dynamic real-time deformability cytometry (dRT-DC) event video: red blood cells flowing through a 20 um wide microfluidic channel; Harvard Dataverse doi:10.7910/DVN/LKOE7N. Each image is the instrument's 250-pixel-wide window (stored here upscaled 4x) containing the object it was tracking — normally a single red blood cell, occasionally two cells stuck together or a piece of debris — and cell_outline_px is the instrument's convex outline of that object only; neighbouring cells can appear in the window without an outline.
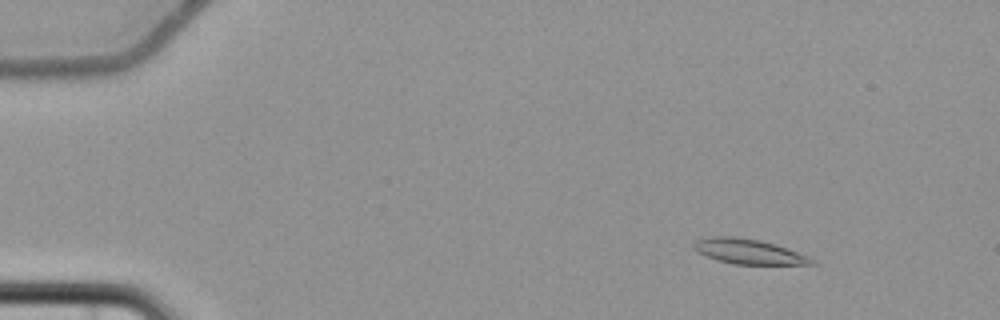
{"species": "common noctule bat (a hibernating species)", "species_latin": "Nyctalus noctula", "temperature_condition": "cold", "stored_images_in_passage": 5, "camera_frame_rate_fps": 3000, "um_per_image_px": 0.085, "animal": {"sex": "female", "body_mass_g": 22.7, "forearm_length_mm": 54.2}, "frame": {"image": 1, "passage_image": 2, "time_ms": 1.333, "image_size_px": [1000, 320], "cell_outline_px": [[816, 264], [732, 264], [696, 252], [692, 248], [692, 244], [696, 240], [712, 236], [736, 236], [760, 240], [808, 256]], "centroid_in_image_um": [63.54, 21.37], "position_along_channel_um": 21.5, "area_um2": 16.82}}
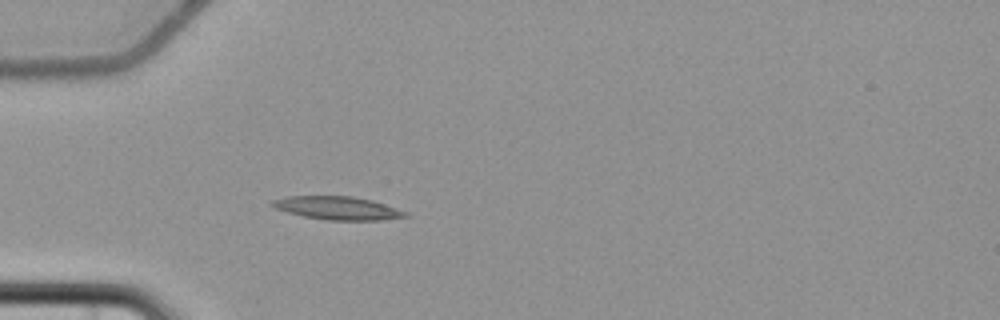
{"frame": {"image": 2, "passage_image": 5, "time_ms": 5.0, "image_size_px": [1000, 320], "cell_outline_px": [[412, 216], [380, 220], [328, 220], [304, 216], [288, 212], [276, 208], [268, 204], [272, 200], [288, 196], [352, 196], [372, 200], [408, 212]], "centroid_in_image_um": [28.72, 17.68], "position_along_channel_um": 56.3, "area_um2": 17.98}}